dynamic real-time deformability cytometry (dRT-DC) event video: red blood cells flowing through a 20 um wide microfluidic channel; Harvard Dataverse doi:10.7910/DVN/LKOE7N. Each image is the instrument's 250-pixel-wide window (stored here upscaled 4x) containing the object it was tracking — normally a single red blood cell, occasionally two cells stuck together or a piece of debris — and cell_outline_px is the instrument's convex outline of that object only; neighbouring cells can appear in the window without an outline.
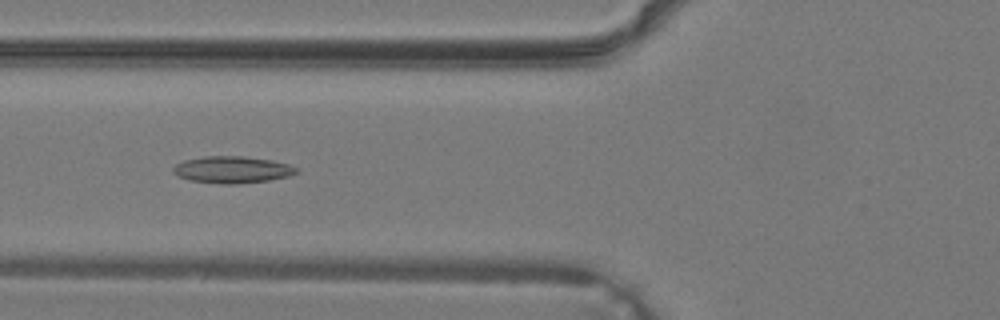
{"species": "common noctule bat (a hibernating species)", "species_latin": "Nyctalus noctula", "temperature_condition": "warm", "stored_images_in_passage": 38, "camera_frame_rate_fps": 3000, "um_per_image_px": 0.085, "animal": {"sex": "male", "body_mass_g": 19.2, "forearm_length_mm": 51.8}, "frame": {"image": 1, "passage_image": 15, "time_ms": 4.667, "image_size_px": [1000, 320], "cell_outline_px": [[300, 172], [288, 176], [268, 180], [236, 184], [220, 184], [192, 180], [180, 176], [172, 172], [172, 168], [176, 164], [184, 160], [204, 156], [240, 156], [272, 160], [288, 164], [300, 168]], "centroid_in_image_um": [19.77, 14.42], "position_along_channel_um": 106.0, "area_um2": 19.25}}
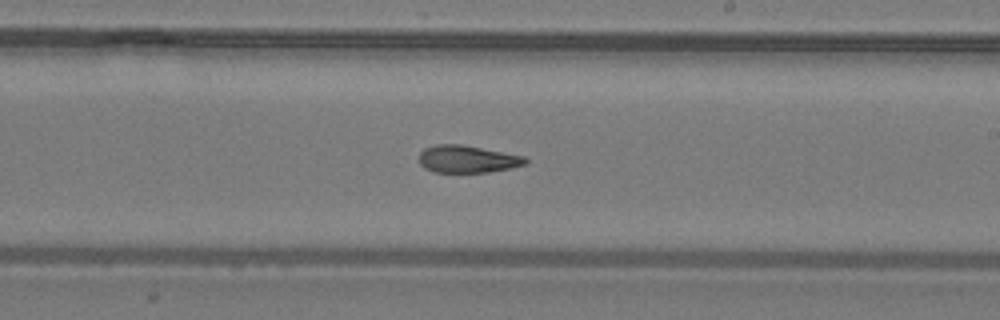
{"frame": {"image": 2, "passage_image": 23, "time_ms": 7.333, "image_size_px": [1000, 320], "cell_outline_px": [[528, 164], [488, 172], [436, 172], [424, 168], [420, 164], [420, 152], [424, 148], [440, 144], [460, 144], [524, 156], [528, 160]], "centroid_in_image_um": [39.73, 13.52], "position_along_channel_um": 249.3, "area_um2": 16.76}}
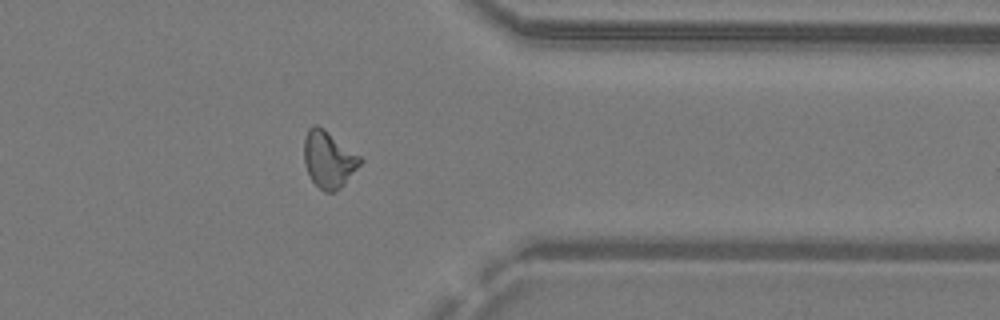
{"frame": {"image": 3, "passage_image": 31, "time_ms": 10.0, "image_size_px": [1000, 320], "cell_outline_px": [[364, 160], [344, 184], [340, 188], [332, 192], [324, 192], [312, 180], [304, 164], [304, 136], [308, 128], [312, 124], [316, 124], [324, 128], [360, 156]], "centroid_in_image_um": [27.92, 13.52], "position_along_channel_um": 383.5, "area_um2": 18.55}}